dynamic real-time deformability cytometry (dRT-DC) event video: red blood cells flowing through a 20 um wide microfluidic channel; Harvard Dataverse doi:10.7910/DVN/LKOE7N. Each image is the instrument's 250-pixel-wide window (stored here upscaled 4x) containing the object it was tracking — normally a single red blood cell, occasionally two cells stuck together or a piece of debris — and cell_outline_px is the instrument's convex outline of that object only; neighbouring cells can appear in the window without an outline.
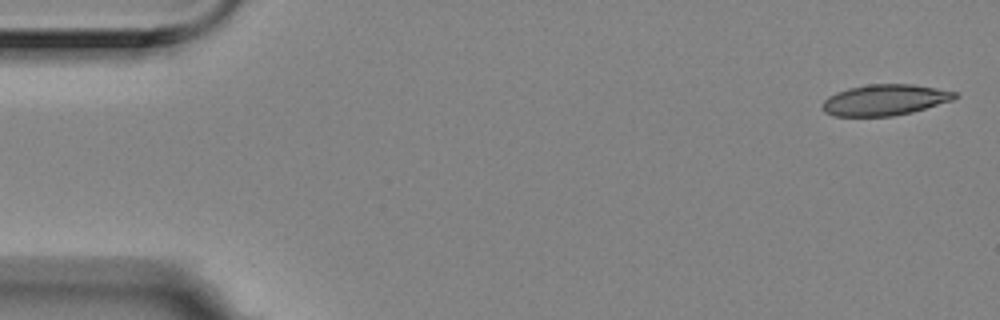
{"species": "Egyptian fruit bat (a non-hibernating species)", "species_latin": "Rousettus aegyptiacus", "temperature_condition": "room temperature", "stored_images_in_passage": 5, "camera_frame_rate_fps": 3000, "um_per_image_px": 0.085, "animal": {"sex": "female"}, "frame": {"image": 1, "passage_image": 1, "time_ms": 0.0, "image_size_px": [1000, 320], "cell_outline_px": [[960, 96], [952, 100], [912, 112], [892, 116], [832, 116], [824, 112], [820, 108], [820, 104], [828, 96], [836, 92], [848, 88], [868, 84], [912, 84], [936, 88], [956, 92]], "centroid_in_image_um": [75.16, 8.49], "position_along_channel_um": 9.8, "area_um2": 24.04}}
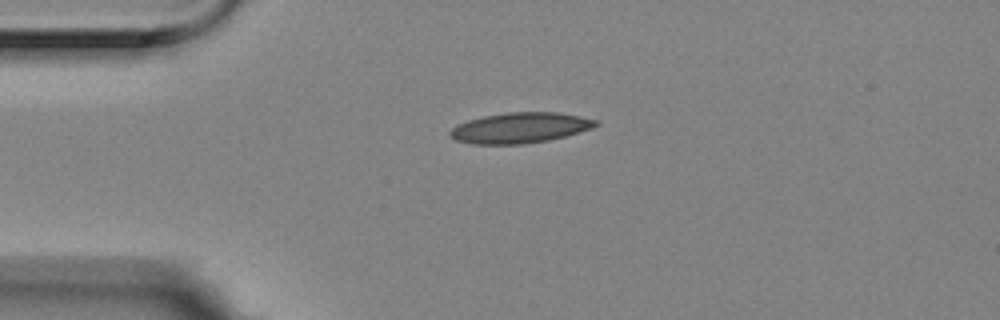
{"frame": {"image": 2, "passage_image": 4, "time_ms": 1.0, "image_size_px": [1000, 320], "cell_outline_px": [[600, 124], [592, 128], [564, 136], [548, 140], [524, 144], [472, 144], [456, 140], [448, 132], [456, 124], [468, 120], [484, 116], [508, 112], [556, 112], [580, 116], [596, 120]], "centroid_in_image_um": [44.19, 10.86], "position_along_channel_um": 40.8, "area_um2": 25.78}}